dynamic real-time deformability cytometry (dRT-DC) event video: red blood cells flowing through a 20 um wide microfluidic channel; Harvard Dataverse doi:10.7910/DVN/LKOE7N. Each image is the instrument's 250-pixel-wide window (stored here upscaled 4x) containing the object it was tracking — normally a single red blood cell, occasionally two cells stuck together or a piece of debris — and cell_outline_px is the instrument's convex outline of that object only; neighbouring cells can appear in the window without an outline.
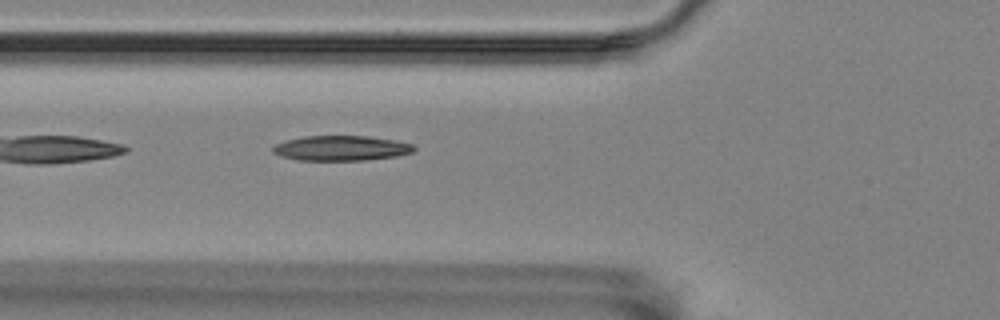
{"species": "Egyptian fruit bat (a non-hibernating species)", "species_latin": "Rousettus aegyptiacus", "temperature_condition": "room temperature", "stored_images_in_passage": 40, "camera_frame_rate_fps": 3000, "um_per_image_px": 0.085, "animal": {"sex": "female"}, "frame": {"image": 1, "passage_image": 3, "time_ms": 0.667, "image_size_px": [1000, 320], "cell_outline_px": [[416, 148], [412, 152], [396, 156], [364, 160], [296, 160], [280, 156], [272, 152], [272, 144], [304, 136], [368, 136], [396, 140], [412, 144]], "centroid_in_image_um": [28.96, 12.59], "position_along_channel_um": 96.8, "area_um2": 20.63}}
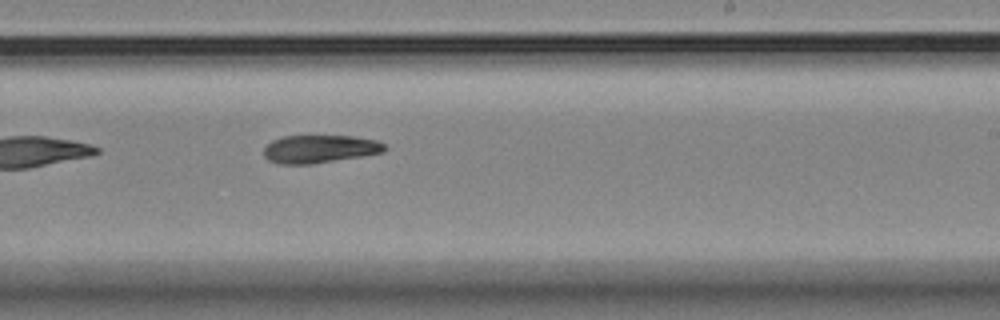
{"frame": {"image": 2, "passage_image": 17, "time_ms": 5.333, "image_size_px": [1000, 320], "cell_outline_px": [[388, 148], [384, 152], [364, 156], [312, 164], [280, 164], [268, 160], [264, 156], [264, 148], [272, 140], [284, 136], [352, 136], [376, 140], [384, 144]], "centroid_in_image_um": [27.19, 12.67], "position_along_channel_um": 261.8, "area_um2": 19.77}}
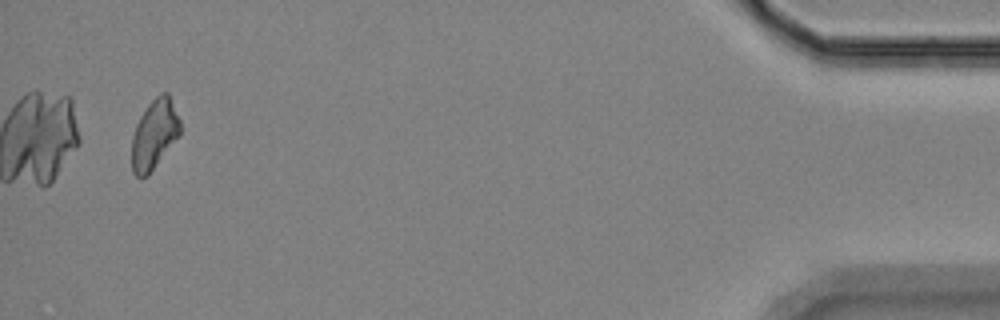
{"frame": {"image": 3, "passage_image": 37, "time_ms": 12.0, "image_size_px": [1000, 320], "cell_outline_px": [[180, 136], [148, 176], [140, 180], [132, 172], [132, 136], [136, 124], [140, 116], [148, 104], [160, 92], [168, 92], [180, 120]], "centroid_in_image_um": [13.12, 11.45], "position_along_channel_um": 422.1, "area_um2": 19.94}}